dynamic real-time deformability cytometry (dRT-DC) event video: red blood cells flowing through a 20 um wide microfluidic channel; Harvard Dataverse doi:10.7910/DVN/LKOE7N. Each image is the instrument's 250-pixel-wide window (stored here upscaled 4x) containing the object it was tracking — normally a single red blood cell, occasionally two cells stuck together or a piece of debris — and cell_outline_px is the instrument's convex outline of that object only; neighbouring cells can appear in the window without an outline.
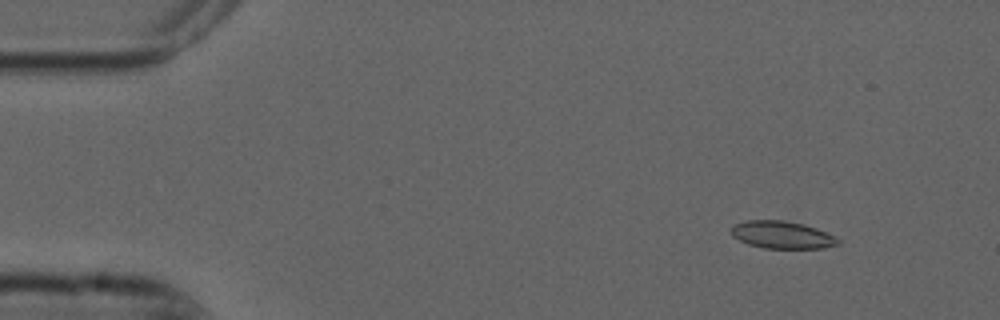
{"species": "common noctule bat (a hibernating species)", "species_latin": "Nyctalus noctula", "temperature_condition": "cold", "stored_images_in_passage": 4, "camera_frame_rate_fps": 3000, "um_per_image_px": 0.085, "animal": {"sex": "male", "forearm_length_mm": 52.5}, "frame": {"image": 1, "passage_image": 2, "time_ms": 0.333, "image_size_px": [1000, 320], "cell_outline_px": [[840, 244], [824, 248], [764, 248], [748, 244], [732, 236], [728, 228], [736, 224], [748, 220], [784, 220], [804, 224], [816, 228], [840, 240]], "centroid_in_image_um": [66.44, 19.96], "position_along_channel_um": 18.6, "area_um2": 17.05}}